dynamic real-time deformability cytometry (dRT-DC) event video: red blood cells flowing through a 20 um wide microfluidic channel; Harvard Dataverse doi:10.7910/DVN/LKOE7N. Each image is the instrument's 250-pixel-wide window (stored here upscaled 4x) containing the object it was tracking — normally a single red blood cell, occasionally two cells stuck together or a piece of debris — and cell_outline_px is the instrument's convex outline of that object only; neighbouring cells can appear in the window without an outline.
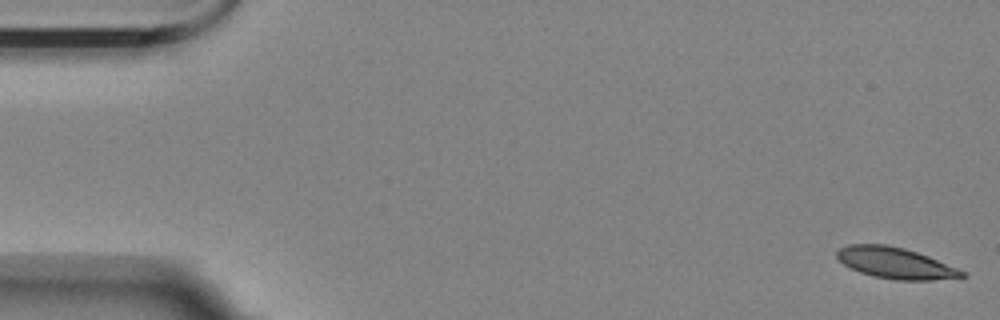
{"species": "Egyptian fruit bat (a non-hibernating species)", "species_latin": "Rousettus aegyptiacus", "temperature_condition": "room temperature", "stored_images_in_passage": 15, "camera_frame_rate_fps": 3000, "um_per_image_px": 0.085, "animal": {"sex": "female"}, "frame": {"image": 1, "passage_image": 1, "time_ms": 0.0, "image_size_px": [1000, 320], "cell_outline_px": [[968, 276], [932, 280], [896, 280], [872, 276], [860, 272], [844, 264], [836, 256], [836, 252], [840, 248], [848, 244], [884, 244], [904, 248], [928, 256], [956, 268], [964, 272]], "centroid_in_image_um": [76.08, 22.35], "position_along_channel_um": 8.9, "area_um2": 22.43}}
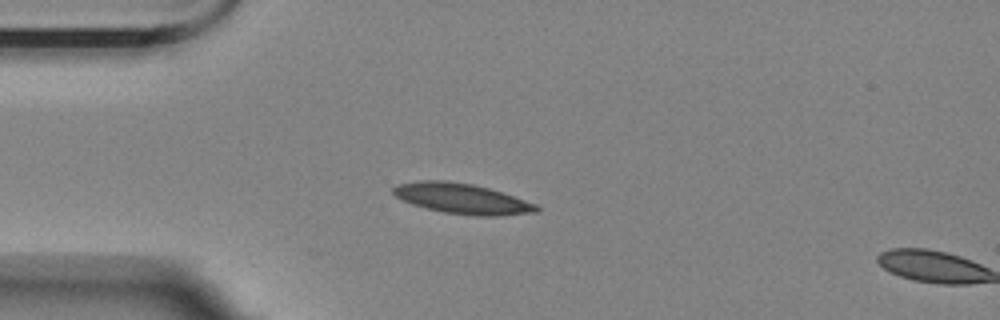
{"frame": {"image": 2, "passage_image": 14, "time_ms": 4.333, "image_size_px": [1000, 320], "cell_outline_px": [[540, 208], [536, 212], [500, 216], [472, 216], [444, 212], [412, 204], [396, 196], [392, 192], [392, 188], [400, 184], [416, 180], [448, 180], [472, 184], [504, 192], [536, 204]], "centroid_in_image_um": [39.3, 16.88], "position_along_channel_um": 45.7, "area_um2": 25.37}}